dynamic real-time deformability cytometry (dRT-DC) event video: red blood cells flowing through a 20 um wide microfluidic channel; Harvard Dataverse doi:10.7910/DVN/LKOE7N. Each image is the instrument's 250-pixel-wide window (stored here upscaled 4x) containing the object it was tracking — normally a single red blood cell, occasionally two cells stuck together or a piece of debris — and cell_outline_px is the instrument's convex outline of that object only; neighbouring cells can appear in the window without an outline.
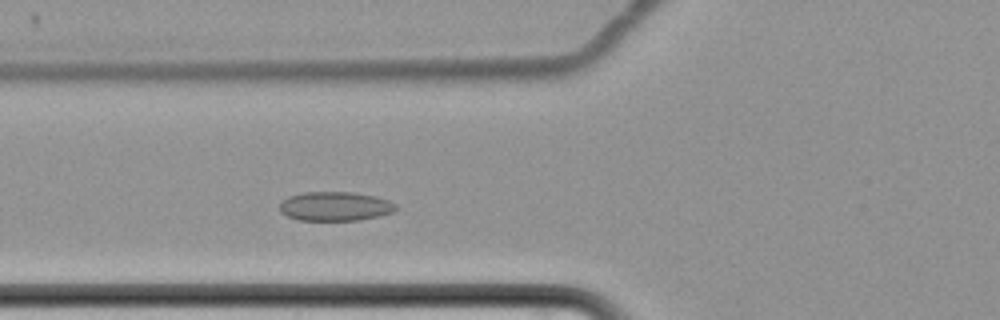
{"species": "common noctule bat (a hibernating species)", "species_latin": "Nyctalus noctula", "temperature_condition": "cold", "stored_images_in_passage": 54, "camera_frame_rate_fps": 3000, "um_per_image_px": 0.085, "animal": {"sex": "female", "body_mass_g": 22.7, "forearm_length_mm": 54.2}, "frame": {"image": 1, "passage_image": 16, "time_ms": 5.0, "image_size_px": [1000, 320], "cell_outline_px": [[396, 208], [392, 212], [380, 216], [360, 220], [300, 220], [288, 216], [280, 212], [280, 204], [288, 196], [304, 192], [352, 192], [376, 196], [388, 200], [396, 204]], "centroid_in_image_um": [28.5, 17.53], "position_along_channel_um": 97.3, "area_um2": 19.71}}
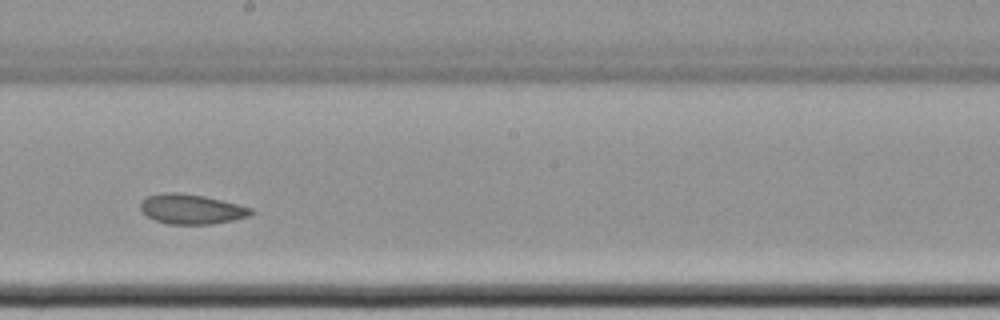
{"frame": {"image": 2, "passage_image": 28, "time_ms": 9.0, "image_size_px": [1000, 320], "cell_outline_px": [[256, 212], [248, 216], [232, 220], [212, 224], [168, 224], [156, 220], [148, 216], [140, 208], [140, 204], [148, 196], [160, 192], [180, 192], [204, 196], [252, 208]], "centroid_in_image_um": [16.28, 17.77], "position_along_channel_um": 231.9, "area_um2": 19.07}}
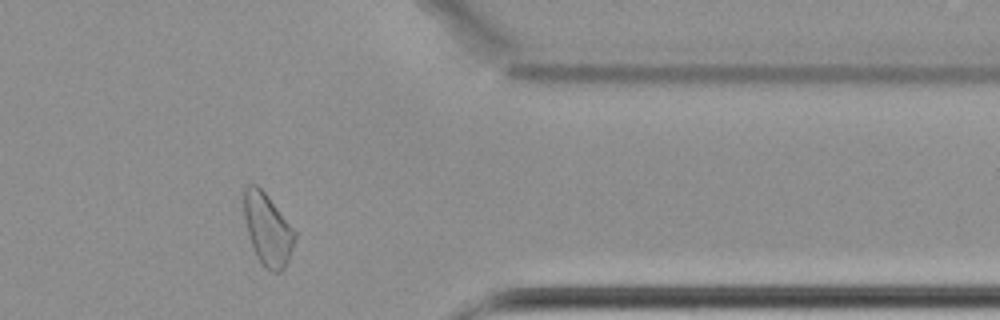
{"frame": {"image": 3, "passage_image": 43, "time_ms": 14.0, "image_size_px": [1000, 320], "cell_outline_px": [[296, 236], [288, 260], [284, 268], [280, 272], [272, 272], [264, 268], [260, 264], [252, 248], [244, 216], [244, 188], [248, 184], [256, 184], [268, 196], [296, 232]], "centroid_in_image_um": [22.73, 19.52], "position_along_channel_um": 388.7, "area_um2": 21.21}, "authors_computed_cell_mechanics": {"area_um2": 20.6057, "velocity_mm_per_s": 3.3725, "shape_relaxation_time_tau1_ms": null, "shape_relaxation_time_tau2_ms": 4.1507, "deformation_change_tau1": null, "deformation_change_tau2": 0.0643}}